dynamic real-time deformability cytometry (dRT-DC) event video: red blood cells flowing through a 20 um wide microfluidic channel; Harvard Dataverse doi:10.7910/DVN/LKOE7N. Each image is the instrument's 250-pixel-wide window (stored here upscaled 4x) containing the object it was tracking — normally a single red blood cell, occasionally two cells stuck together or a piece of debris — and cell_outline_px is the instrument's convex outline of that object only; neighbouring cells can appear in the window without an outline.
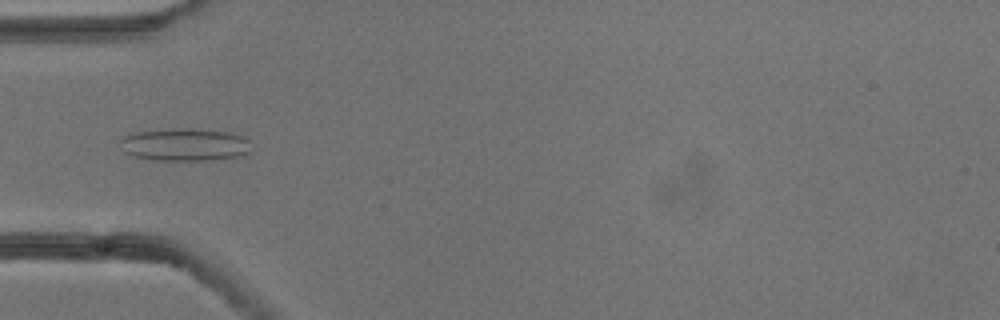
{"species": "common noctule bat (a hibernating species)", "species_latin": "Nyctalus noctula", "temperature_condition": "cold", "stored_images_in_passage": 6, "camera_frame_rate_fps": 3000, "um_per_image_px": 0.085, "animal": {"sex": "male", "body_mass_g": 13.3}, "frame": {"image": 1, "passage_image": 5, "time_ms": 1.333, "image_size_px": [1000, 320], "cell_outline_px": [[252, 152], [240, 156], [212, 160], [156, 160], [132, 156], [124, 152], [120, 140], [124, 136], [136, 132], [172, 128], [188, 128], [228, 132], [244, 136], [248, 140]], "centroid_in_image_um": [15.73, 12.29], "position_along_channel_um": 69.3, "area_um2": 25.09}}